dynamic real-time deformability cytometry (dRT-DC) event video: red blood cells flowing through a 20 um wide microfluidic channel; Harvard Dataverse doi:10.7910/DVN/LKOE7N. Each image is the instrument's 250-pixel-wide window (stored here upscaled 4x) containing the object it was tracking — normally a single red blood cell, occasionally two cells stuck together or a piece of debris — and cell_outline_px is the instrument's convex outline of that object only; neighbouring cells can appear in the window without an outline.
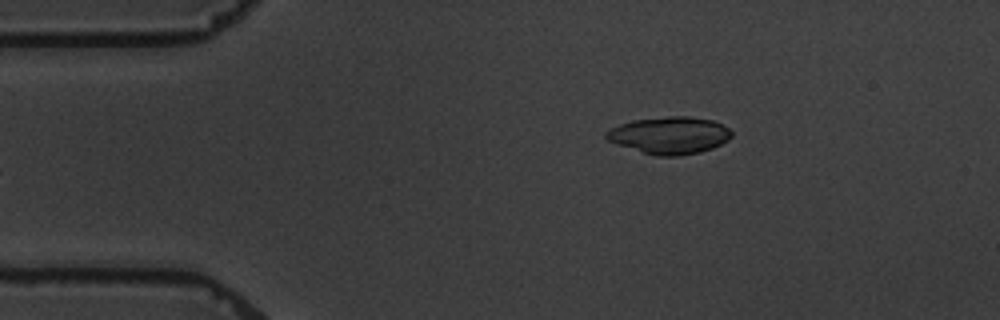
{"species": "common noctule bat (a hibernating species)", "species_latin": "Nyctalus noctula", "temperature_condition": "warm", "stored_images_in_passage": 2, "camera_frame_rate_fps": 3000, "um_per_image_px": 0.085, "animal": {"sex": "male", "body_mass_g": 19.5, "forearm_length_mm": 54.6}, "frame": {"image": 1, "passage_image": 2, "time_ms": 2.0, "image_size_px": [1000, 320], "cell_outline_px": [[732, 136], [728, 140], [712, 148], [700, 152], [680, 156], [656, 156], [608, 140], [604, 136], [604, 132], [620, 124], [632, 120], [668, 116], [688, 116], [712, 120], [728, 128], [732, 132]], "centroid_in_image_um": [56.93, 11.49], "position_along_channel_um": 28.1, "area_um2": 26.88}}